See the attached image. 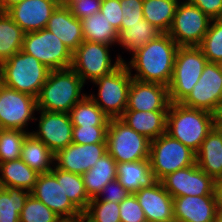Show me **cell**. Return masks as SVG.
<instances>
[{"instance_id": "3", "label": "cell", "mask_w": 222, "mask_h": 222, "mask_svg": "<svg viewBox=\"0 0 222 222\" xmlns=\"http://www.w3.org/2000/svg\"><path fill=\"white\" fill-rule=\"evenodd\" d=\"M85 83L70 67L51 70L37 97V109L48 112L69 113L86 95Z\"/></svg>"}, {"instance_id": "44", "label": "cell", "mask_w": 222, "mask_h": 222, "mask_svg": "<svg viewBox=\"0 0 222 222\" xmlns=\"http://www.w3.org/2000/svg\"><path fill=\"white\" fill-rule=\"evenodd\" d=\"M108 193V194H107ZM104 195V196H103ZM130 195L117 179L109 182L102 188V191L96 197L101 201L120 203ZM103 196V197H102ZM100 197H102L100 199Z\"/></svg>"}, {"instance_id": "31", "label": "cell", "mask_w": 222, "mask_h": 222, "mask_svg": "<svg viewBox=\"0 0 222 222\" xmlns=\"http://www.w3.org/2000/svg\"><path fill=\"white\" fill-rule=\"evenodd\" d=\"M24 35L6 12H0V64L21 51Z\"/></svg>"}, {"instance_id": "2", "label": "cell", "mask_w": 222, "mask_h": 222, "mask_svg": "<svg viewBox=\"0 0 222 222\" xmlns=\"http://www.w3.org/2000/svg\"><path fill=\"white\" fill-rule=\"evenodd\" d=\"M216 125V115L202 109L170 103L167 111L166 133L195 153Z\"/></svg>"}, {"instance_id": "18", "label": "cell", "mask_w": 222, "mask_h": 222, "mask_svg": "<svg viewBox=\"0 0 222 222\" xmlns=\"http://www.w3.org/2000/svg\"><path fill=\"white\" fill-rule=\"evenodd\" d=\"M59 5L58 0H23L6 13L27 33L45 29L52 13Z\"/></svg>"}, {"instance_id": "43", "label": "cell", "mask_w": 222, "mask_h": 222, "mask_svg": "<svg viewBox=\"0 0 222 222\" xmlns=\"http://www.w3.org/2000/svg\"><path fill=\"white\" fill-rule=\"evenodd\" d=\"M100 12L105 15V18L119 34L121 22L123 19L120 0H102Z\"/></svg>"}, {"instance_id": "48", "label": "cell", "mask_w": 222, "mask_h": 222, "mask_svg": "<svg viewBox=\"0 0 222 222\" xmlns=\"http://www.w3.org/2000/svg\"><path fill=\"white\" fill-rule=\"evenodd\" d=\"M23 0H0V12H6L14 5L21 3Z\"/></svg>"}, {"instance_id": "21", "label": "cell", "mask_w": 222, "mask_h": 222, "mask_svg": "<svg viewBox=\"0 0 222 222\" xmlns=\"http://www.w3.org/2000/svg\"><path fill=\"white\" fill-rule=\"evenodd\" d=\"M216 216L215 195L173 198L175 222H214Z\"/></svg>"}, {"instance_id": "45", "label": "cell", "mask_w": 222, "mask_h": 222, "mask_svg": "<svg viewBox=\"0 0 222 222\" xmlns=\"http://www.w3.org/2000/svg\"><path fill=\"white\" fill-rule=\"evenodd\" d=\"M122 9L121 23H134L143 19V0H120Z\"/></svg>"}, {"instance_id": "41", "label": "cell", "mask_w": 222, "mask_h": 222, "mask_svg": "<svg viewBox=\"0 0 222 222\" xmlns=\"http://www.w3.org/2000/svg\"><path fill=\"white\" fill-rule=\"evenodd\" d=\"M121 222H147L145 213L140 206L135 194L130 195L119 203Z\"/></svg>"}, {"instance_id": "35", "label": "cell", "mask_w": 222, "mask_h": 222, "mask_svg": "<svg viewBox=\"0 0 222 222\" xmlns=\"http://www.w3.org/2000/svg\"><path fill=\"white\" fill-rule=\"evenodd\" d=\"M69 114L73 126H108L110 120L88 95Z\"/></svg>"}, {"instance_id": "39", "label": "cell", "mask_w": 222, "mask_h": 222, "mask_svg": "<svg viewBox=\"0 0 222 222\" xmlns=\"http://www.w3.org/2000/svg\"><path fill=\"white\" fill-rule=\"evenodd\" d=\"M62 219L31 194L20 213V222H61Z\"/></svg>"}, {"instance_id": "24", "label": "cell", "mask_w": 222, "mask_h": 222, "mask_svg": "<svg viewBox=\"0 0 222 222\" xmlns=\"http://www.w3.org/2000/svg\"><path fill=\"white\" fill-rule=\"evenodd\" d=\"M120 119L150 141L166 133L167 111L125 110Z\"/></svg>"}, {"instance_id": "13", "label": "cell", "mask_w": 222, "mask_h": 222, "mask_svg": "<svg viewBox=\"0 0 222 222\" xmlns=\"http://www.w3.org/2000/svg\"><path fill=\"white\" fill-rule=\"evenodd\" d=\"M182 105L217 114L222 105V73L217 63L207 62L199 81Z\"/></svg>"}, {"instance_id": "7", "label": "cell", "mask_w": 222, "mask_h": 222, "mask_svg": "<svg viewBox=\"0 0 222 222\" xmlns=\"http://www.w3.org/2000/svg\"><path fill=\"white\" fill-rule=\"evenodd\" d=\"M149 161L157 181L196 163V153L165 133L150 141Z\"/></svg>"}, {"instance_id": "15", "label": "cell", "mask_w": 222, "mask_h": 222, "mask_svg": "<svg viewBox=\"0 0 222 222\" xmlns=\"http://www.w3.org/2000/svg\"><path fill=\"white\" fill-rule=\"evenodd\" d=\"M30 194L55 212L62 220H75L83 213L71 202L59 184L56 176L50 171L39 174Z\"/></svg>"}, {"instance_id": "46", "label": "cell", "mask_w": 222, "mask_h": 222, "mask_svg": "<svg viewBox=\"0 0 222 222\" xmlns=\"http://www.w3.org/2000/svg\"><path fill=\"white\" fill-rule=\"evenodd\" d=\"M211 19H222V0H188Z\"/></svg>"}, {"instance_id": "4", "label": "cell", "mask_w": 222, "mask_h": 222, "mask_svg": "<svg viewBox=\"0 0 222 222\" xmlns=\"http://www.w3.org/2000/svg\"><path fill=\"white\" fill-rule=\"evenodd\" d=\"M50 71L34 56L19 51L0 64V83L37 98Z\"/></svg>"}, {"instance_id": "51", "label": "cell", "mask_w": 222, "mask_h": 222, "mask_svg": "<svg viewBox=\"0 0 222 222\" xmlns=\"http://www.w3.org/2000/svg\"><path fill=\"white\" fill-rule=\"evenodd\" d=\"M61 222H84L83 218L75 219V220H62Z\"/></svg>"}, {"instance_id": "20", "label": "cell", "mask_w": 222, "mask_h": 222, "mask_svg": "<svg viewBox=\"0 0 222 222\" xmlns=\"http://www.w3.org/2000/svg\"><path fill=\"white\" fill-rule=\"evenodd\" d=\"M142 207L147 222H175L173 197L164 189L161 181L134 193Z\"/></svg>"}, {"instance_id": "47", "label": "cell", "mask_w": 222, "mask_h": 222, "mask_svg": "<svg viewBox=\"0 0 222 222\" xmlns=\"http://www.w3.org/2000/svg\"><path fill=\"white\" fill-rule=\"evenodd\" d=\"M214 195L216 199L217 212H222V179L215 181Z\"/></svg>"}, {"instance_id": "16", "label": "cell", "mask_w": 222, "mask_h": 222, "mask_svg": "<svg viewBox=\"0 0 222 222\" xmlns=\"http://www.w3.org/2000/svg\"><path fill=\"white\" fill-rule=\"evenodd\" d=\"M39 111V112H38ZM40 113L36 131L30 132L42 141L54 154L72 143L73 124L69 113L48 112Z\"/></svg>"}, {"instance_id": "22", "label": "cell", "mask_w": 222, "mask_h": 222, "mask_svg": "<svg viewBox=\"0 0 222 222\" xmlns=\"http://www.w3.org/2000/svg\"><path fill=\"white\" fill-rule=\"evenodd\" d=\"M46 29L56 35L73 53L84 41L81 21L72 15L65 4L52 13Z\"/></svg>"}, {"instance_id": "6", "label": "cell", "mask_w": 222, "mask_h": 222, "mask_svg": "<svg viewBox=\"0 0 222 222\" xmlns=\"http://www.w3.org/2000/svg\"><path fill=\"white\" fill-rule=\"evenodd\" d=\"M208 60L198 46L178 47L168 85L171 103H181L199 81Z\"/></svg>"}, {"instance_id": "12", "label": "cell", "mask_w": 222, "mask_h": 222, "mask_svg": "<svg viewBox=\"0 0 222 222\" xmlns=\"http://www.w3.org/2000/svg\"><path fill=\"white\" fill-rule=\"evenodd\" d=\"M37 110V98L0 83V129L28 132V123L38 120Z\"/></svg>"}, {"instance_id": "9", "label": "cell", "mask_w": 222, "mask_h": 222, "mask_svg": "<svg viewBox=\"0 0 222 222\" xmlns=\"http://www.w3.org/2000/svg\"><path fill=\"white\" fill-rule=\"evenodd\" d=\"M110 46L112 45L84 40L73 52L71 68L85 84L86 80L93 82L108 75L125 62L121 55L116 57L115 62L112 60Z\"/></svg>"}, {"instance_id": "37", "label": "cell", "mask_w": 222, "mask_h": 222, "mask_svg": "<svg viewBox=\"0 0 222 222\" xmlns=\"http://www.w3.org/2000/svg\"><path fill=\"white\" fill-rule=\"evenodd\" d=\"M208 62L218 63L222 60V19H212L206 35L198 46Z\"/></svg>"}, {"instance_id": "14", "label": "cell", "mask_w": 222, "mask_h": 222, "mask_svg": "<svg viewBox=\"0 0 222 222\" xmlns=\"http://www.w3.org/2000/svg\"><path fill=\"white\" fill-rule=\"evenodd\" d=\"M161 183L173 198L214 195L215 180L196 163L167 175Z\"/></svg>"}, {"instance_id": "19", "label": "cell", "mask_w": 222, "mask_h": 222, "mask_svg": "<svg viewBox=\"0 0 222 222\" xmlns=\"http://www.w3.org/2000/svg\"><path fill=\"white\" fill-rule=\"evenodd\" d=\"M170 103L167 86L132 79L126 110L168 111Z\"/></svg>"}, {"instance_id": "26", "label": "cell", "mask_w": 222, "mask_h": 222, "mask_svg": "<svg viewBox=\"0 0 222 222\" xmlns=\"http://www.w3.org/2000/svg\"><path fill=\"white\" fill-rule=\"evenodd\" d=\"M116 169L117 162L107 152L90 170L81 175L86 192L91 199L97 197L105 185L117 179Z\"/></svg>"}, {"instance_id": "36", "label": "cell", "mask_w": 222, "mask_h": 222, "mask_svg": "<svg viewBox=\"0 0 222 222\" xmlns=\"http://www.w3.org/2000/svg\"><path fill=\"white\" fill-rule=\"evenodd\" d=\"M119 203L101 201L92 198L83 212L84 222H121Z\"/></svg>"}, {"instance_id": "17", "label": "cell", "mask_w": 222, "mask_h": 222, "mask_svg": "<svg viewBox=\"0 0 222 222\" xmlns=\"http://www.w3.org/2000/svg\"><path fill=\"white\" fill-rule=\"evenodd\" d=\"M107 153V143L75 144L59 150L54 156V165L67 172L82 175Z\"/></svg>"}, {"instance_id": "52", "label": "cell", "mask_w": 222, "mask_h": 222, "mask_svg": "<svg viewBox=\"0 0 222 222\" xmlns=\"http://www.w3.org/2000/svg\"><path fill=\"white\" fill-rule=\"evenodd\" d=\"M217 64H218V66H219V68H220V71H221V73H222V60L219 61Z\"/></svg>"}, {"instance_id": "42", "label": "cell", "mask_w": 222, "mask_h": 222, "mask_svg": "<svg viewBox=\"0 0 222 222\" xmlns=\"http://www.w3.org/2000/svg\"><path fill=\"white\" fill-rule=\"evenodd\" d=\"M102 0H69L65 5L79 20L100 12Z\"/></svg>"}, {"instance_id": "40", "label": "cell", "mask_w": 222, "mask_h": 222, "mask_svg": "<svg viewBox=\"0 0 222 222\" xmlns=\"http://www.w3.org/2000/svg\"><path fill=\"white\" fill-rule=\"evenodd\" d=\"M107 128L108 126H73L72 143H106Z\"/></svg>"}, {"instance_id": "50", "label": "cell", "mask_w": 222, "mask_h": 222, "mask_svg": "<svg viewBox=\"0 0 222 222\" xmlns=\"http://www.w3.org/2000/svg\"><path fill=\"white\" fill-rule=\"evenodd\" d=\"M214 222H222V212H217V216Z\"/></svg>"}, {"instance_id": "30", "label": "cell", "mask_w": 222, "mask_h": 222, "mask_svg": "<svg viewBox=\"0 0 222 222\" xmlns=\"http://www.w3.org/2000/svg\"><path fill=\"white\" fill-rule=\"evenodd\" d=\"M180 0H143V16L160 32L167 33Z\"/></svg>"}, {"instance_id": "29", "label": "cell", "mask_w": 222, "mask_h": 222, "mask_svg": "<svg viewBox=\"0 0 222 222\" xmlns=\"http://www.w3.org/2000/svg\"><path fill=\"white\" fill-rule=\"evenodd\" d=\"M54 156L55 154L31 133L26 136L20 158L31 169L40 174L50 172L54 167Z\"/></svg>"}, {"instance_id": "10", "label": "cell", "mask_w": 222, "mask_h": 222, "mask_svg": "<svg viewBox=\"0 0 222 222\" xmlns=\"http://www.w3.org/2000/svg\"><path fill=\"white\" fill-rule=\"evenodd\" d=\"M21 51L34 56L50 70L72 66L73 53L46 28L25 33Z\"/></svg>"}, {"instance_id": "23", "label": "cell", "mask_w": 222, "mask_h": 222, "mask_svg": "<svg viewBox=\"0 0 222 222\" xmlns=\"http://www.w3.org/2000/svg\"><path fill=\"white\" fill-rule=\"evenodd\" d=\"M196 164L215 181L222 179V128L215 125L196 152Z\"/></svg>"}, {"instance_id": "38", "label": "cell", "mask_w": 222, "mask_h": 222, "mask_svg": "<svg viewBox=\"0 0 222 222\" xmlns=\"http://www.w3.org/2000/svg\"><path fill=\"white\" fill-rule=\"evenodd\" d=\"M23 130L0 129V163L19 159L26 136Z\"/></svg>"}, {"instance_id": "25", "label": "cell", "mask_w": 222, "mask_h": 222, "mask_svg": "<svg viewBox=\"0 0 222 222\" xmlns=\"http://www.w3.org/2000/svg\"><path fill=\"white\" fill-rule=\"evenodd\" d=\"M116 172L119 183L133 194L141 188L150 187L157 182L149 159L117 163Z\"/></svg>"}, {"instance_id": "1", "label": "cell", "mask_w": 222, "mask_h": 222, "mask_svg": "<svg viewBox=\"0 0 222 222\" xmlns=\"http://www.w3.org/2000/svg\"><path fill=\"white\" fill-rule=\"evenodd\" d=\"M178 47L167 33H161L132 53V58L125 64L130 72L135 69L136 73H131L132 78L168 87Z\"/></svg>"}, {"instance_id": "49", "label": "cell", "mask_w": 222, "mask_h": 222, "mask_svg": "<svg viewBox=\"0 0 222 222\" xmlns=\"http://www.w3.org/2000/svg\"><path fill=\"white\" fill-rule=\"evenodd\" d=\"M216 125H222V105L220 106V109L216 114Z\"/></svg>"}, {"instance_id": "32", "label": "cell", "mask_w": 222, "mask_h": 222, "mask_svg": "<svg viewBox=\"0 0 222 222\" xmlns=\"http://www.w3.org/2000/svg\"><path fill=\"white\" fill-rule=\"evenodd\" d=\"M80 21L84 40L113 46L117 44L118 32L101 12Z\"/></svg>"}, {"instance_id": "33", "label": "cell", "mask_w": 222, "mask_h": 222, "mask_svg": "<svg viewBox=\"0 0 222 222\" xmlns=\"http://www.w3.org/2000/svg\"><path fill=\"white\" fill-rule=\"evenodd\" d=\"M51 172L56 176L58 183L62 184L65 195L83 213L89 205L91 198L86 192L82 176L63 171L55 165Z\"/></svg>"}, {"instance_id": "5", "label": "cell", "mask_w": 222, "mask_h": 222, "mask_svg": "<svg viewBox=\"0 0 222 222\" xmlns=\"http://www.w3.org/2000/svg\"><path fill=\"white\" fill-rule=\"evenodd\" d=\"M132 79L130 70L123 62L108 75L93 81L98 87V95L92 93L88 96L110 119L120 118L127 108Z\"/></svg>"}, {"instance_id": "11", "label": "cell", "mask_w": 222, "mask_h": 222, "mask_svg": "<svg viewBox=\"0 0 222 222\" xmlns=\"http://www.w3.org/2000/svg\"><path fill=\"white\" fill-rule=\"evenodd\" d=\"M201 9L188 0H180L167 34L179 47L199 46L211 22Z\"/></svg>"}, {"instance_id": "28", "label": "cell", "mask_w": 222, "mask_h": 222, "mask_svg": "<svg viewBox=\"0 0 222 222\" xmlns=\"http://www.w3.org/2000/svg\"><path fill=\"white\" fill-rule=\"evenodd\" d=\"M0 187H17L31 191L40 173L21 158L0 163Z\"/></svg>"}, {"instance_id": "34", "label": "cell", "mask_w": 222, "mask_h": 222, "mask_svg": "<svg viewBox=\"0 0 222 222\" xmlns=\"http://www.w3.org/2000/svg\"><path fill=\"white\" fill-rule=\"evenodd\" d=\"M30 191L17 187H0V222H20V213Z\"/></svg>"}, {"instance_id": "8", "label": "cell", "mask_w": 222, "mask_h": 222, "mask_svg": "<svg viewBox=\"0 0 222 222\" xmlns=\"http://www.w3.org/2000/svg\"><path fill=\"white\" fill-rule=\"evenodd\" d=\"M106 143L107 152L117 163L149 159L150 140L120 118L109 120Z\"/></svg>"}, {"instance_id": "53", "label": "cell", "mask_w": 222, "mask_h": 222, "mask_svg": "<svg viewBox=\"0 0 222 222\" xmlns=\"http://www.w3.org/2000/svg\"><path fill=\"white\" fill-rule=\"evenodd\" d=\"M69 0H61V4H66Z\"/></svg>"}, {"instance_id": "27", "label": "cell", "mask_w": 222, "mask_h": 222, "mask_svg": "<svg viewBox=\"0 0 222 222\" xmlns=\"http://www.w3.org/2000/svg\"><path fill=\"white\" fill-rule=\"evenodd\" d=\"M161 33L144 18L140 19L139 22L121 23L117 44L134 53Z\"/></svg>"}]
</instances>
